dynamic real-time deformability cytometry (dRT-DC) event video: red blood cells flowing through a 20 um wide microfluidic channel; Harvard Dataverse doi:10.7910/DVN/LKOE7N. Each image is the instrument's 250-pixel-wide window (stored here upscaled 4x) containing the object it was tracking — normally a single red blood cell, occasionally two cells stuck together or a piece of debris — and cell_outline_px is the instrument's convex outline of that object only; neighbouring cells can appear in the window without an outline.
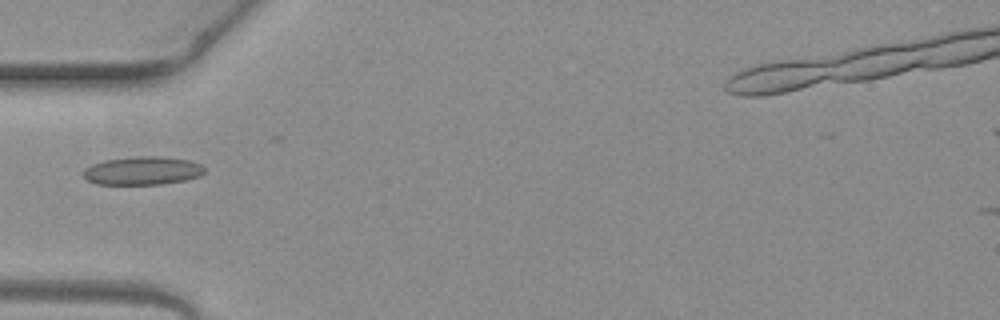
{"species": "common noctule bat (a hibernating species)", "species_latin": "Nyctalus noctula", "temperature_condition": "warm", "stored_images_in_passage": 5, "camera_frame_rate_fps": 3000, "um_per_image_px": 0.085, "animal": {"sex": "female", "body_mass_g": 19.3, "forearm_length_mm": 54.1}, "frame": {"image": 1, "passage_image": 5, "time_ms": 1.333, "image_size_px": [1000, 320], "cell_outline_px": [[204, 172], [200, 176], [184, 180], [160, 184], [96, 184], [88, 180], [84, 176], [84, 168], [92, 164], [104, 160], [132, 156], [164, 156], [188, 160], [200, 164], [204, 168]], "centroid_in_image_um": [12.1, 14.5], "position_along_channel_um": 72.9, "area_um2": 20.0}}